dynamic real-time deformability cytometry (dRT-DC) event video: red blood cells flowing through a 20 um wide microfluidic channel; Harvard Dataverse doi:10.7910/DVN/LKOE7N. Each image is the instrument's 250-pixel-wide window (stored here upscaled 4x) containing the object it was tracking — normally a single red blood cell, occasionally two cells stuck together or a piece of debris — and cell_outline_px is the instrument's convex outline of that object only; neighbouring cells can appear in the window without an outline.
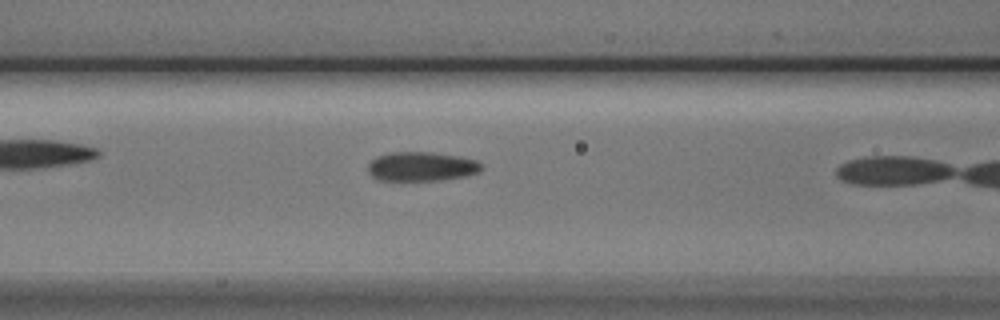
{"species": "Egyptian fruit bat (a non-hibernating species)", "species_latin": "Rousettus aegyptiacus", "temperature_condition": "cold", "stored_images_in_passage": 7, "camera_frame_rate_fps": 3000, "um_per_image_px": 0.085, "animal": {"sex": "male"}, "frame": {"image": 1, "passage_image": 6, "time_ms": 1.667, "image_size_px": [1000, 320], "cell_outline_px": [[484, 168], [480, 172], [468, 176], [444, 180], [376, 180], [368, 172], [368, 164], [372, 160], [380, 156], [392, 152], [432, 152], [456, 156], [476, 160], [484, 164]], "centroid_in_image_um": [35.89, 14.16], "position_along_channel_um": 130.7, "area_um2": 19.48}}